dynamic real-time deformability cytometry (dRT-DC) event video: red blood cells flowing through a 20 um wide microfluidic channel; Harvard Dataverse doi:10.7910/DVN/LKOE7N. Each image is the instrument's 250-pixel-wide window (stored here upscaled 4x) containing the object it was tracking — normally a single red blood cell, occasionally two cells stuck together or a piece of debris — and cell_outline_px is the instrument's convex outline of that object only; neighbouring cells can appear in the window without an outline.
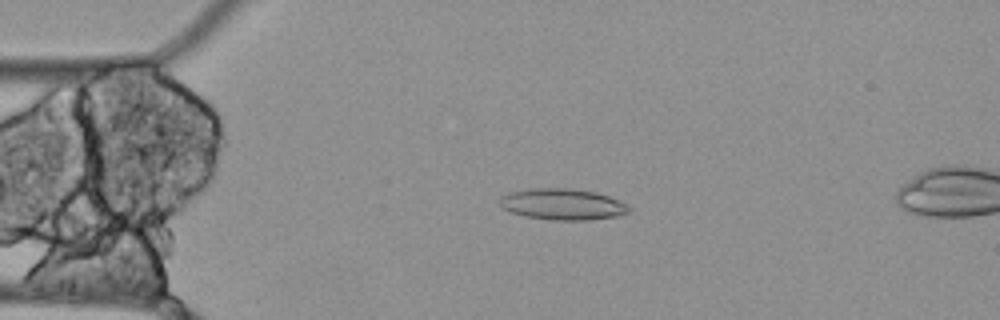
{"species": "Egyptian fruit bat (a non-hibernating species)", "species_latin": "Rousettus aegyptiacus", "temperature_condition": "cold", "stored_images_in_passage": 57, "camera_frame_rate_fps": 3000, "um_per_image_px": 0.085, "animal": {"sex": "female"}, "frame": {"image": 1, "passage_image": 13, "time_ms": 4.0, "image_size_px": [1000, 320], "cell_outline_px": [[632, 208], [628, 212], [620, 216], [588, 220], [552, 220], [524, 216], [512, 212], [504, 208], [500, 204], [500, 196], [512, 192], [528, 188], [568, 188], [596, 192], [608, 196], [628, 204]], "centroid_in_image_um": [47.85, 17.36], "position_along_channel_um": 37.1, "area_um2": 23.58}}
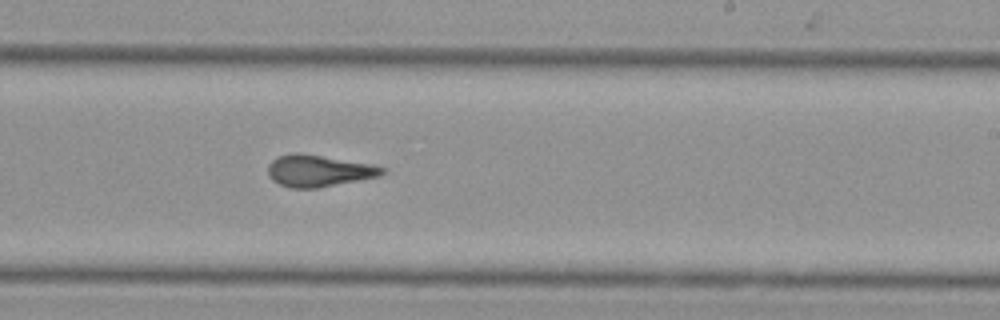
{"frame": {"image": 2, "passage_image": 34, "time_ms": 11.0, "image_size_px": [1000, 320], "cell_outline_px": [[388, 172], [380, 176], [316, 188], [292, 188], [280, 184], [272, 180], [268, 176], [268, 164], [276, 156], [292, 152], [300, 152], [372, 164], [384, 168]], "centroid_in_image_um": [27.06, 14.5], "position_along_channel_um": 261.9, "area_um2": 21.27}}
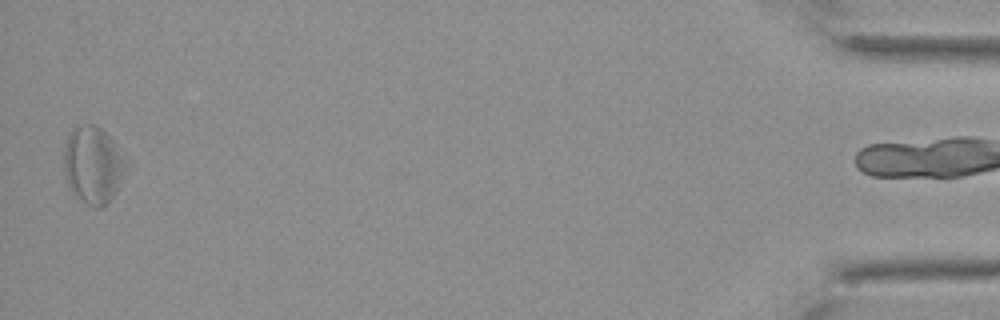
{"frame": {"image": 3, "passage_image": 56, "time_ms": 18.333, "image_size_px": [1000, 320], "cell_outline_px": [[132, 164], [112, 196], [100, 208], [92, 208], [76, 196], [68, 188], [64, 172], [64, 144], [72, 128], [84, 124], [96, 124], [132, 160]], "centroid_in_image_um": [7.96, 14.01], "position_along_channel_um": 427.2, "area_um2": 28.73}, "authors_computed_cell_mechanics": {"area_um2": 23.2934, "velocity_mm_per_s": 3.4813, "shape_relaxation_time_tau1_ms": null, "shape_relaxation_time_tau2_ms": 4.2381, "deformation_change_tau1": null, "deformation_change_tau2": 0.1162}}